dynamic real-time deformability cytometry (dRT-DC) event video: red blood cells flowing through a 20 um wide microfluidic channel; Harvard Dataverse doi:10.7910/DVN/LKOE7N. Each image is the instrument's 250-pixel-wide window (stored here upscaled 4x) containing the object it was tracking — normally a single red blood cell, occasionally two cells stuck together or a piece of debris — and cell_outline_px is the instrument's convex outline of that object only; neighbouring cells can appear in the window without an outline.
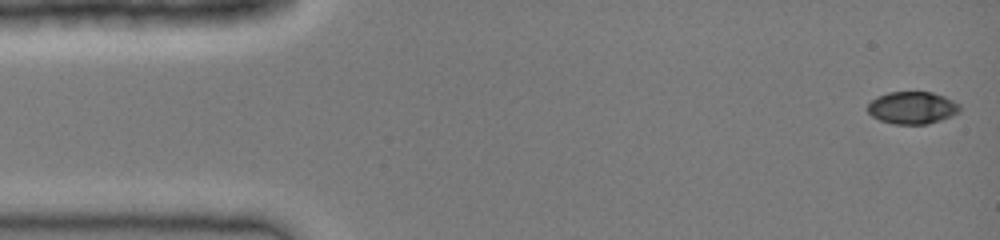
{"species": "common noctule bat (a hibernating species)", "species_latin": "Nyctalus noctula", "temperature_condition": "cold", "stored_images_in_passage": 41, "camera_frame_rate_fps": 3000, "um_per_image_px": 0.085, "animal": {"sex": "female", "body_mass_g": 19.0, "forearm_length_mm": 51.5}, "frame": {"image": 1, "passage_image": 1, "time_ms": 0.0, "image_size_px": [1000, 240], "cell_outline_px": [[960, 112], [940, 120], [928, 124], [896, 124], [880, 120], [872, 116], [868, 112], [868, 104], [876, 96], [888, 92], [932, 92], [944, 96], [960, 104]], "centroid_in_image_um": [77.54, 9.15], "position_along_channel_um": 7.5, "area_um2": 17.34}}
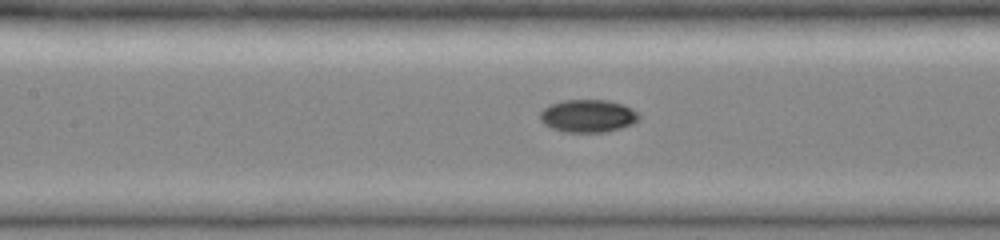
{"frame": {"image": 2, "passage_image": 18, "time_ms": 5.667, "image_size_px": [1000, 240], "cell_outline_px": [[640, 116], [632, 124], [620, 128], [604, 132], [564, 132], [552, 128], [544, 124], [540, 120], [540, 112], [544, 108], [552, 104], [564, 100], [608, 100], [624, 104], [632, 108]], "centroid_in_image_um": [49.97, 9.85], "position_along_channel_um": 157.4, "area_um2": 18.79}}
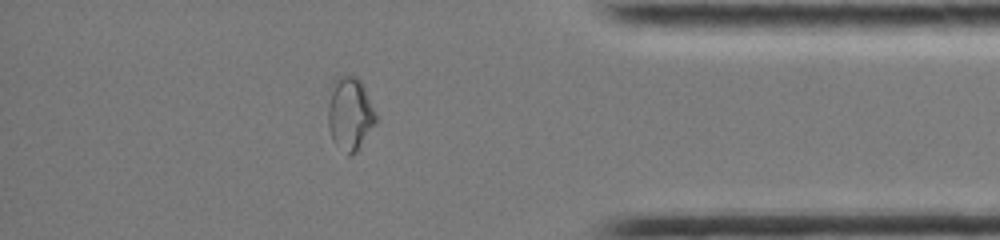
{"frame": {"image": 3, "passage_image": 35, "time_ms": 11.333, "image_size_px": [1000, 240], "cell_outline_px": [[376, 124], [356, 152], [352, 156], [348, 156], [332, 140], [328, 128], [328, 108], [332, 80], [336, 76], [356, 76], [360, 80], [364, 88], [376, 116]], "centroid_in_image_um": [29.72, 9.68], "position_along_channel_um": 405.5, "area_um2": 20.4}}